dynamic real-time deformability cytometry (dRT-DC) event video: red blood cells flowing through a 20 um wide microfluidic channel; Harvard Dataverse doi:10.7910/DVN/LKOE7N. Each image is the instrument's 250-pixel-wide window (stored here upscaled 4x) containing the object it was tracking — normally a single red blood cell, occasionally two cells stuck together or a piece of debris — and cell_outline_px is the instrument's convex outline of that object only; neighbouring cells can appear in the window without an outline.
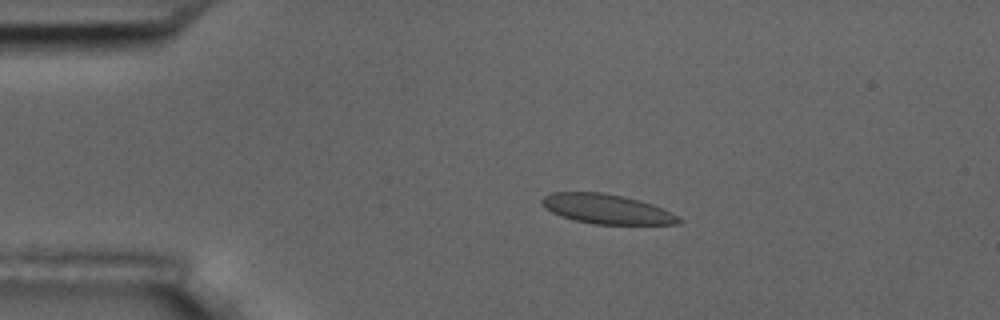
{"species": "common noctule bat (a hibernating species)", "species_latin": "Nyctalus noctula", "temperature_condition": "room temperature", "stored_images_in_passage": 53, "camera_frame_rate_fps": 3000, "um_per_image_px": 0.085, "animal": {"sex": "male", "body_mass_g": 17.5, "forearm_length_mm": 52.3}, "frame": {"image": 1, "passage_image": 10, "time_ms": 3.0, "image_size_px": [1000, 320], "cell_outline_px": [[684, 220], [680, 224], [596, 224], [576, 220], [560, 216], [544, 208], [540, 204], [540, 200], [544, 196], [552, 192], [604, 192], [624, 196], [640, 200], [652, 204], [672, 212], [680, 216]], "centroid_in_image_um": [51.59, 17.76], "position_along_channel_um": 33.4, "area_um2": 23.87}}
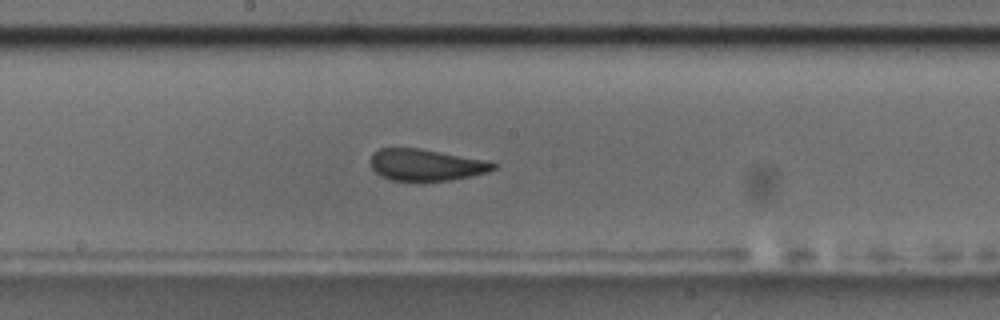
{"frame": {"image": 2, "passage_image": 28, "time_ms": 9.0, "image_size_px": [1000, 320], "cell_outline_px": [[496, 168], [488, 172], [472, 176], [448, 180], [392, 180], [380, 176], [372, 168], [368, 160], [372, 152], [380, 148], [420, 148], [488, 160], [496, 164]], "centroid_in_image_um": [36.19, 14.0], "position_along_channel_um": 212.0, "area_um2": 22.77}}
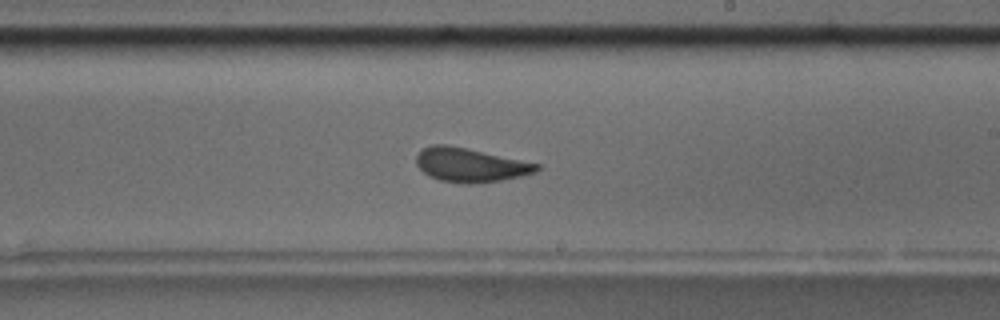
{"frame": {"image": 3, "passage_image": 31, "time_ms": 10.0, "image_size_px": [1000, 320], "cell_outline_px": [[540, 168], [536, 172], [520, 176], [500, 180], [468, 184], [464, 184], [440, 180], [428, 176], [416, 164], [416, 156], [424, 148], [432, 144], [444, 144], [464, 148], [540, 164]], "centroid_in_image_um": [39.94, 14.03], "position_along_channel_um": 249.1, "area_um2": 23.41}, "authors_computed_cell_mechanics": {"area_um2": 23.7558, "velocity_mm_per_s": 3.7109, "shape_relaxation_time_tau1_ms": 5.6661, "shape_relaxation_time_tau2_ms": 0.7785, "deformation_change_tau1": 0.1313, "deformation_change_tau2": 0.0768}}